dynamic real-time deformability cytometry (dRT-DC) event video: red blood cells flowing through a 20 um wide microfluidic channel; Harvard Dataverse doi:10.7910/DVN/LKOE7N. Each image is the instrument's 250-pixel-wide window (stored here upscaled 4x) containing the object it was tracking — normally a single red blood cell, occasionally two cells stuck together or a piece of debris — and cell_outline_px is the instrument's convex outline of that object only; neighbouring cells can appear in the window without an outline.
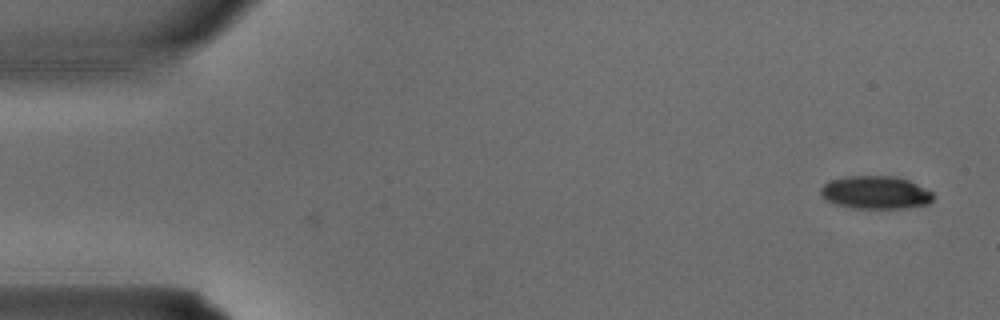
{"species": "common noctule bat (a hibernating species)", "species_latin": "Nyctalus noctula", "temperature_condition": "warm", "stored_images_in_passage": 2, "camera_frame_rate_fps": 3000, "um_per_image_px": 0.085, "animal": {"sex": "male", "body_mass_g": 15.6}, "frame": {"image": 1, "passage_image": 2, "time_ms": 0.333, "image_size_px": [1000, 320], "cell_outline_px": [[932, 200], [928, 204], [908, 208], [852, 208], [836, 204], [824, 200], [820, 196], [820, 188], [828, 180], [844, 176], [896, 176], [908, 180], [932, 192]], "centroid_in_image_um": [74.36, 16.36], "position_along_channel_um": 10.6, "area_um2": 21.79}}